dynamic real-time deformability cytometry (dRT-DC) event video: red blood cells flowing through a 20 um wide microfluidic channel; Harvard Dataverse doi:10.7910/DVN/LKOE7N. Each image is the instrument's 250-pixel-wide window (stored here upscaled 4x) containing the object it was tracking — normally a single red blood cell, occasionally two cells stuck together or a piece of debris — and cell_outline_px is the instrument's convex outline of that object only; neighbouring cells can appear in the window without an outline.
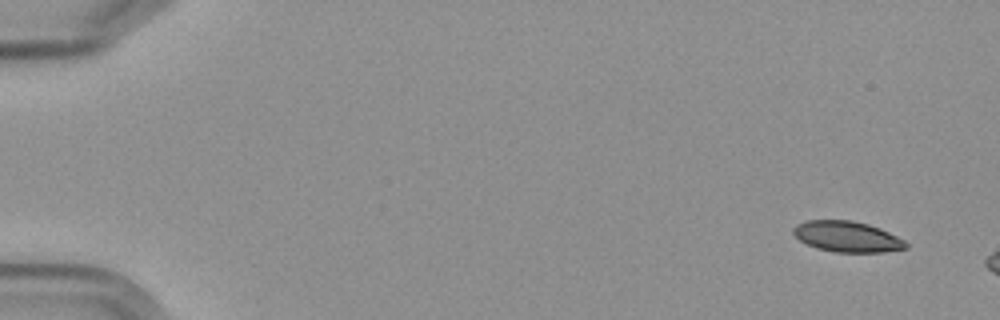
{"species": "Egyptian fruit bat (a non-hibernating species)", "species_latin": "Rousettus aegyptiacus", "temperature_condition": "cold", "stored_images_in_passage": 3, "camera_frame_rate_fps": 3000, "um_per_image_px": 0.085, "frame": {"image": 1, "passage_image": 1, "time_ms": 0.0, "image_size_px": [1000, 320], "cell_outline_px": [[908, 248], [884, 252], [836, 252], [816, 248], [800, 240], [792, 232], [792, 228], [796, 224], [804, 220], [852, 220], [868, 224], [880, 228], [904, 240], [908, 244]], "centroid_in_image_um": [71.99, 20.1], "position_along_channel_um": 13.0, "area_um2": 20.23}}